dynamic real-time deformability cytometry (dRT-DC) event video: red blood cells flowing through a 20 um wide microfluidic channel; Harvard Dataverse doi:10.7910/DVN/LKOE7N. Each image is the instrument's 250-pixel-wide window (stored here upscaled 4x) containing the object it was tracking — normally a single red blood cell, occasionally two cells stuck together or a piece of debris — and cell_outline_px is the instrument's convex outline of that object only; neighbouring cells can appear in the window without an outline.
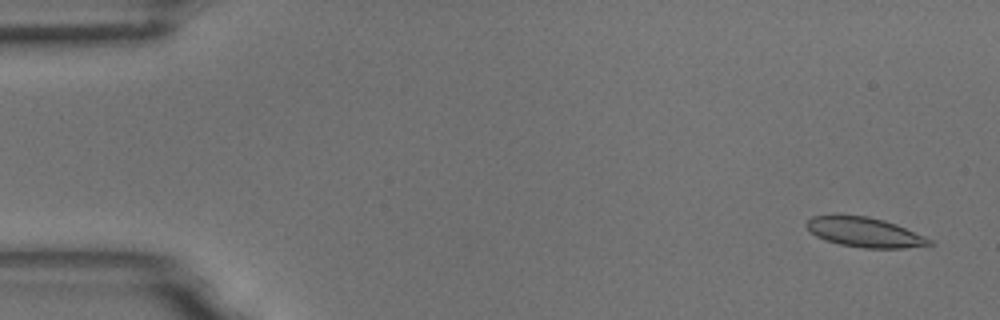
{"species": "common noctule bat (a hibernating species)", "species_latin": "Nyctalus noctula", "temperature_condition": "room temperature", "stored_images_in_passage": 4, "camera_frame_rate_fps": 3000, "um_per_image_px": 0.085, "animal": {"sex": "male", "body_mass_g": 18.8}, "frame": {"image": 1, "passage_image": 1, "time_ms": 0.0, "image_size_px": [1000, 320], "cell_outline_px": [[936, 244], [904, 248], [864, 248], [840, 244], [824, 240], [816, 236], [804, 224], [812, 216], [836, 212], [868, 216], [884, 220], [896, 224], [924, 236], [932, 240]], "centroid_in_image_um": [73.44, 19.7], "position_along_channel_um": 11.6, "area_um2": 21.85}}